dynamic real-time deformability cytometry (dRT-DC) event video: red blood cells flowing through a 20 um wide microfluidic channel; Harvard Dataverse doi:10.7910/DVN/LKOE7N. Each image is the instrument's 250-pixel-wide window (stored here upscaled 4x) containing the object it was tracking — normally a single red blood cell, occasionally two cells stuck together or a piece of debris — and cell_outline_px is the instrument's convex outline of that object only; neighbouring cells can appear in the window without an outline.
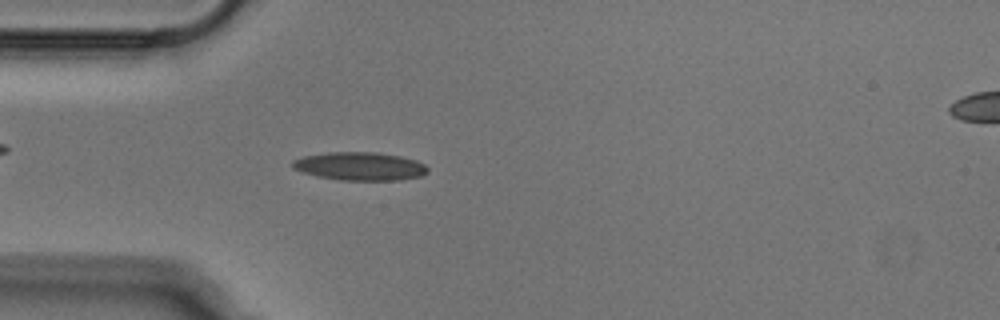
{"species": "Egyptian fruit bat (a non-hibernating species)", "species_latin": "Rousettus aegyptiacus", "temperature_condition": "cold", "stored_images_in_passage": 51, "camera_frame_rate_fps": 3000, "um_per_image_px": 0.085, "animal": {"sex": "male"}, "frame": {"image": 1, "passage_image": 14, "time_ms": 4.333, "image_size_px": [1000, 320], "cell_outline_px": [[428, 172], [420, 176], [400, 180], [340, 180], [320, 176], [304, 172], [292, 168], [292, 160], [304, 156], [328, 152], [376, 152], [400, 156], [416, 160], [424, 164], [428, 168]], "centroid_in_image_um": [30.61, 14.12], "position_along_channel_um": 54.4, "area_um2": 22.14}}
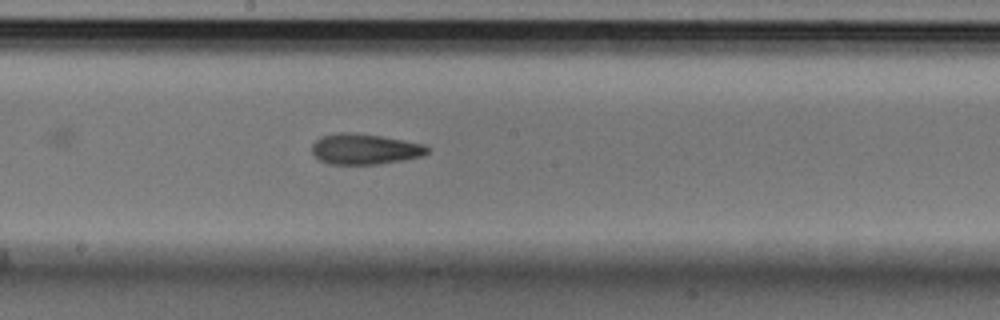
{"frame": {"image": 2, "passage_image": 27, "time_ms": 8.667, "image_size_px": [1000, 320], "cell_outline_px": [[428, 152], [424, 156], [404, 160], [380, 164], [328, 164], [320, 160], [312, 152], [312, 144], [320, 136], [344, 132], [348, 132], [380, 136], [404, 140], [424, 144], [428, 148]], "centroid_in_image_um": [31.02, 12.68], "position_along_channel_um": 217.2, "area_um2": 20.58}}
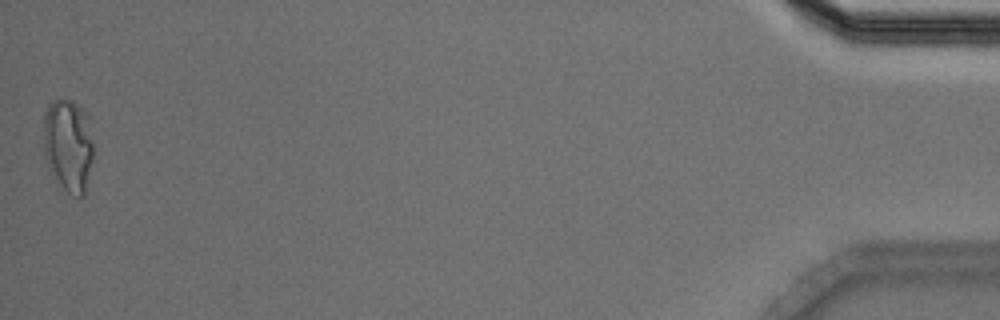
{"frame": {"image": 3, "passage_image": 51, "time_ms": 16.667, "image_size_px": [1000, 320], "cell_outline_px": [[92, 160], [84, 192], [80, 196], [72, 196], [60, 184], [44, 156], [44, 112], [48, 104], [56, 100], [72, 100], [88, 112], [92, 144]], "centroid_in_image_um": [5.81, 12.27], "position_along_channel_um": 429.4, "area_um2": 26.7}}